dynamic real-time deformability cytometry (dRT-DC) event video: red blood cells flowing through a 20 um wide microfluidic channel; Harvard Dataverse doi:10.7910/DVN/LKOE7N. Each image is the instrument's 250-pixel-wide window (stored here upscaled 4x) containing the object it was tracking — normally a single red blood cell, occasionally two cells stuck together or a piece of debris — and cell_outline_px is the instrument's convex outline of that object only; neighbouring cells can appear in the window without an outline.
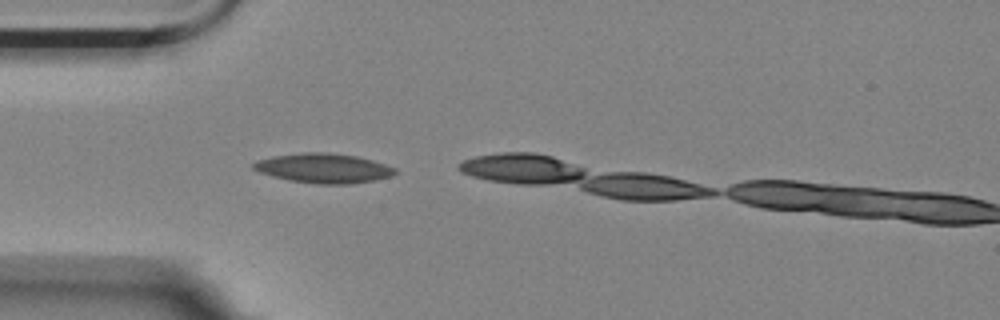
{"species": "Egyptian fruit bat (a non-hibernating species)", "species_latin": "Rousettus aegyptiacus", "temperature_condition": "room temperature", "stored_images_in_passage": 2, "camera_frame_rate_fps": 3000, "um_per_image_px": 0.085, "animal": {"sex": "female"}, "frame": {"image": 1, "passage_image": 2, "time_ms": 0.333, "image_size_px": [1000, 320], "cell_outline_px": [[400, 172], [392, 176], [372, 180], [348, 184], [320, 184], [292, 180], [272, 176], [260, 172], [252, 168], [252, 164], [256, 160], [272, 156], [304, 152], [324, 152], [356, 156], [372, 160], [396, 168]], "centroid_in_image_um": [27.51, 14.29], "position_along_channel_um": 57.5, "area_um2": 24.28}}